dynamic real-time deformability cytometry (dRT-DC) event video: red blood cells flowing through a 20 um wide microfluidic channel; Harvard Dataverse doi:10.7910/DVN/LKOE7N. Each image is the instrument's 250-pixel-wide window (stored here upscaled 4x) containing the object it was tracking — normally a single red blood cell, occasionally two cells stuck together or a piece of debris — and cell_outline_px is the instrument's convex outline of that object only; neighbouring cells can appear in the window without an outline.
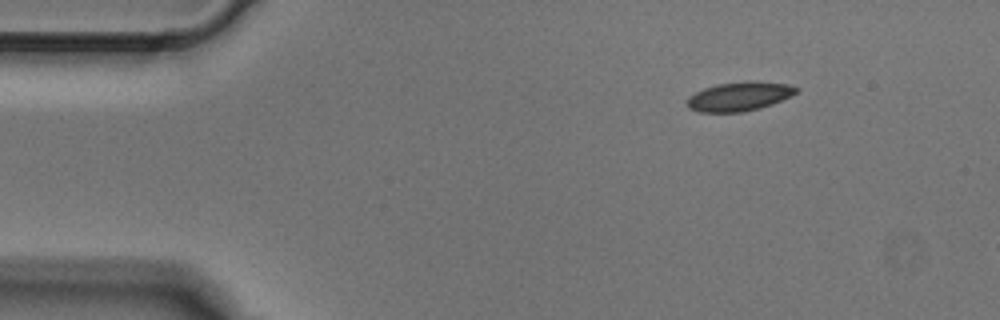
{"species": "Egyptian fruit bat (a non-hibernating species)", "species_latin": "Rousettus aegyptiacus", "temperature_condition": "cold", "stored_images_in_passage": 3, "segment_of_instrument_passage": [2, 2], "camera_frame_rate_fps": 3000, "um_per_image_px": 0.085, "animal": {"sex": "male"}, "frame": {"image": 1, "passage_image": 3, "time_ms": 0.667, "image_size_px": [1000, 320], "cell_outline_px": [[800, 88], [796, 92], [772, 104], [760, 108], [744, 112], [700, 112], [688, 108], [688, 96], [704, 88], [716, 84], [748, 80], [752, 80], [788, 84]], "centroid_in_image_um": [62.83, 8.18], "position_along_channel_um": 22.2, "area_um2": 18.5}}